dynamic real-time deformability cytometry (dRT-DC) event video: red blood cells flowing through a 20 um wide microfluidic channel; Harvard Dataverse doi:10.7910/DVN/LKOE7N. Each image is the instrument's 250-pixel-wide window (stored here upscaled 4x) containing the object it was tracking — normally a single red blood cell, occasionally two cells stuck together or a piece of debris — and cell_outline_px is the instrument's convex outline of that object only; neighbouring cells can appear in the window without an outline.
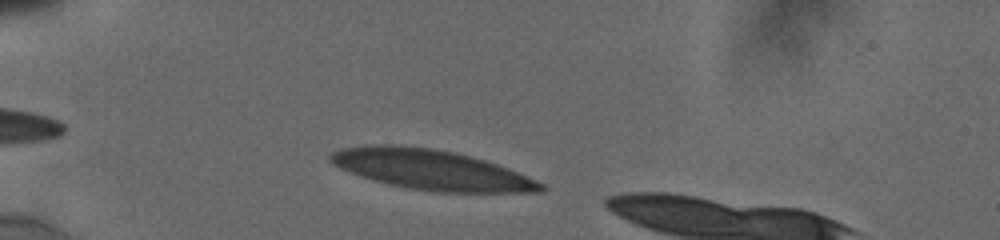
{"species": "human", "species_latin": "Homo sapiens", "temperature_condition": "cold", "stored_images_in_passage": 45, "camera_frame_rate_fps": 3000, "um_per_image_px": 0.085, "donor": {"sex": "male"}, "frame": {"image": 1, "passage_image": 5, "time_ms": 0.667, "image_size_px": [1000, 240], "cell_outline_px": [[548, 188], [544, 192], [436, 192], [408, 188], [388, 184], [372, 180], [348, 172], [332, 164], [328, 160], [328, 156], [332, 152], [340, 148], [368, 144], [396, 144], [432, 148], [472, 156], [508, 168], [536, 180], [544, 184]], "centroid_in_image_um": [36.61, 14.42], "position_along_channel_um": 48.4, "area_um2": 49.36}}
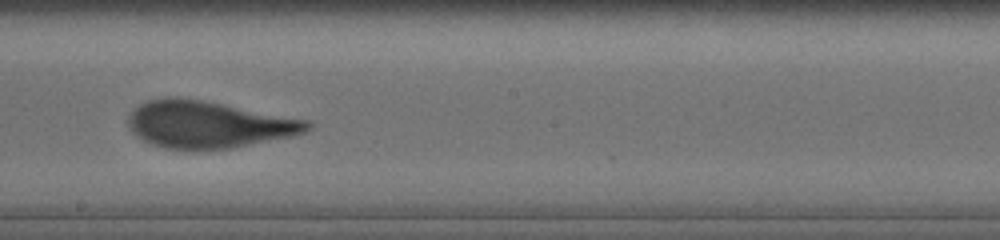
{"frame": {"image": 2, "passage_image": 31, "time_ms": 6.333, "image_size_px": [1000, 240], "cell_outline_px": [[312, 128], [304, 132], [292, 136], [232, 148], [196, 152], [164, 148], [152, 144], [136, 136], [128, 128], [128, 116], [132, 108], [148, 100], [164, 96], [180, 96], [308, 120], [312, 124]], "centroid_in_image_um": [17.64, 10.59], "position_along_channel_um": 230.6, "area_um2": 49.77}}
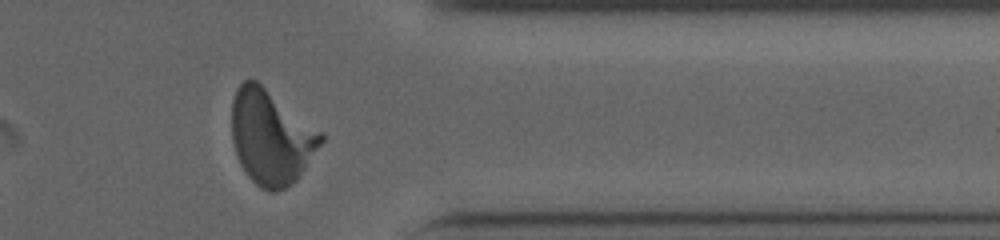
{"frame": {"image": 3, "passage_image": 43, "time_ms": 10.667, "image_size_px": [1000, 240], "cell_outline_px": [[324, 140], [300, 176], [292, 184], [276, 192], [268, 192], [260, 188], [248, 176], [240, 164], [232, 140], [232, 100], [236, 88], [244, 80], [256, 80], [324, 132]], "centroid_in_image_um": [23.05, 11.66], "position_along_channel_um": 388.3, "area_um2": 49.42}, "authors_computed_cell_mechanics": {"area_um2": 49.419, "velocity_mm_per_s": 3.8148, "shape_relaxation_time_tau1_ms": 5.5501, "shape_relaxation_time_tau2_ms": null, "deformation_change_tau1": 0.222, "deformation_change_tau2": null}}